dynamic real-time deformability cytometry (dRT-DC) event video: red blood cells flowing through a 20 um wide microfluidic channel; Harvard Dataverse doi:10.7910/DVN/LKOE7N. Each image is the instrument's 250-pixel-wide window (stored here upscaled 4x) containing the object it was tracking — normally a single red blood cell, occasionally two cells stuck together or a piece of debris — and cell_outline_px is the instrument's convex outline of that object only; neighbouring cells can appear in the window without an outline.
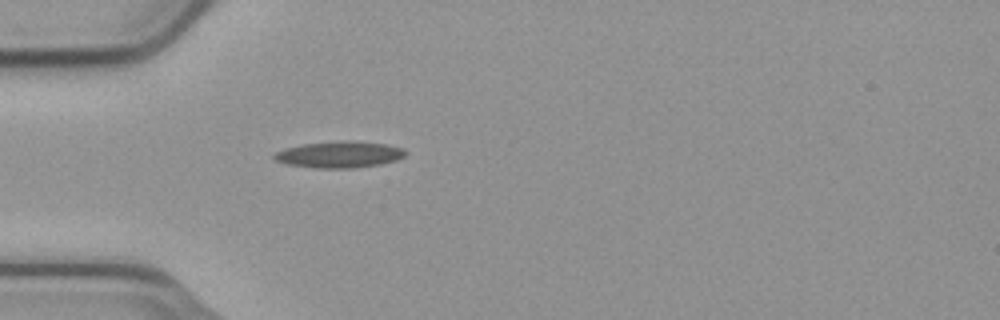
{"species": "common noctule bat (a hibernating species)", "species_latin": "Nyctalus noctula", "temperature_condition": "cold", "stored_images_in_passage": 39, "camera_frame_rate_fps": 3000, "um_per_image_px": 0.085, "animal": {"sex": "male", "body_mass_g": 23.1, "forearm_length_mm": 52.7}, "frame": {"image": 1, "passage_image": 1, "time_ms": 0.0, "image_size_px": [1000, 320], "cell_outline_px": [[404, 156], [396, 160], [380, 164], [352, 168], [316, 168], [284, 164], [272, 160], [272, 156], [276, 152], [284, 148], [304, 144], [384, 144], [404, 148]], "centroid_in_image_um": [28.74, 13.2], "position_along_channel_um": 56.3, "area_um2": 19.02}}
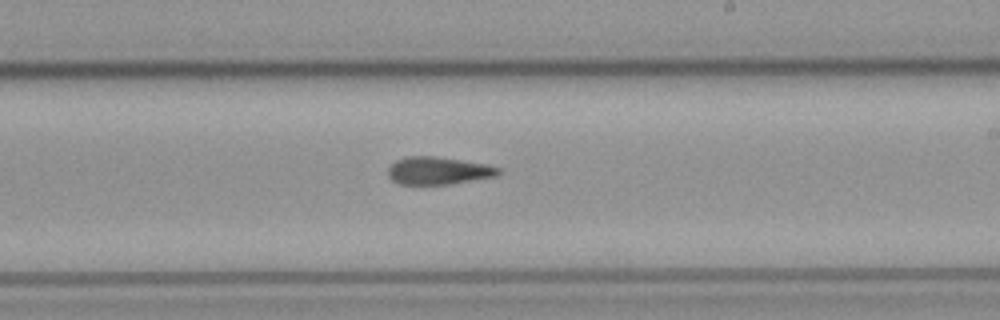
{"frame": {"image": 2, "passage_image": 17, "time_ms": 5.333, "image_size_px": [1000, 320], "cell_outline_px": [[500, 172], [496, 176], [448, 184], [400, 184], [392, 180], [388, 176], [388, 168], [396, 160], [408, 156], [436, 156], [484, 164], [500, 168]], "centroid_in_image_um": [37.22, 14.5], "position_along_channel_um": 251.8, "area_um2": 17.51}}
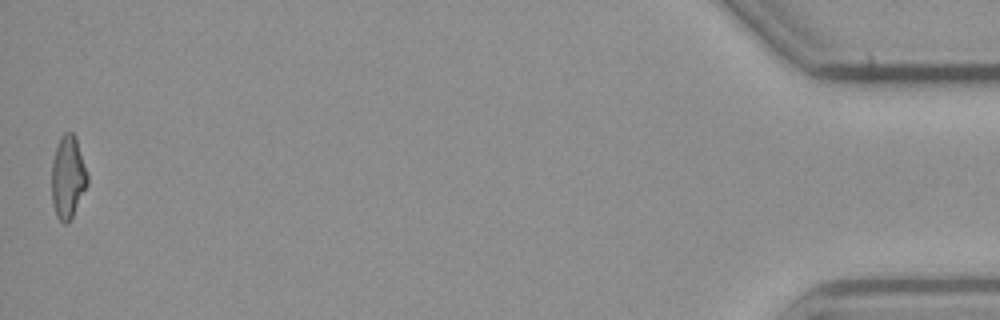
{"frame": {"image": 3, "passage_image": 39, "time_ms": 12.667, "image_size_px": [1000, 320], "cell_outline_px": [[88, 184], [72, 216], [64, 224], [56, 216], [52, 204], [52, 164], [56, 144], [60, 136], [64, 132], [72, 132], [76, 136], [88, 176]], "centroid_in_image_um": [5.76, 15.01], "position_along_channel_um": 429.4, "area_um2": 17.22}, "authors_computed_cell_mechanics": {"area_um2": 18.0914, "velocity_mm_per_s": 3.7658, "shape_relaxation_time_tau1_ms": null, "shape_relaxation_time_tau2_ms": 8.8425, "deformation_change_tau1": null, "deformation_change_tau2": 0.2194}}